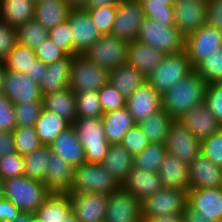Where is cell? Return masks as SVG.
<instances>
[{"mask_svg":"<svg viewBox=\"0 0 222 222\" xmlns=\"http://www.w3.org/2000/svg\"><path fill=\"white\" fill-rule=\"evenodd\" d=\"M208 84L193 70L162 95L163 110L174 120L203 104Z\"/></svg>","mask_w":222,"mask_h":222,"instance_id":"cell-1","label":"cell"},{"mask_svg":"<svg viewBox=\"0 0 222 222\" xmlns=\"http://www.w3.org/2000/svg\"><path fill=\"white\" fill-rule=\"evenodd\" d=\"M51 193L42 181L27 176L4 180L3 197L24 213L35 214Z\"/></svg>","mask_w":222,"mask_h":222,"instance_id":"cell-2","label":"cell"},{"mask_svg":"<svg viewBox=\"0 0 222 222\" xmlns=\"http://www.w3.org/2000/svg\"><path fill=\"white\" fill-rule=\"evenodd\" d=\"M120 187L121 185L101 163L84 162L74 167L72 184L67 193L96 192L109 195Z\"/></svg>","mask_w":222,"mask_h":222,"instance_id":"cell-3","label":"cell"},{"mask_svg":"<svg viewBox=\"0 0 222 222\" xmlns=\"http://www.w3.org/2000/svg\"><path fill=\"white\" fill-rule=\"evenodd\" d=\"M72 126L84 148L85 161L101 163L110 146L105 136L102 117L77 118Z\"/></svg>","mask_w":222,"mask_h":222,"instance_id":"cell-4","label":"cell"},{"mask_svg":"<svg viewBox=\"0 0 222 222\" xmlns=\"http://www.w3.org/2000/svg\"><path fill=\"white\" fill-rule=\"evenodd\" d=\"M137 40L149 44L165 55L184 51L185 36L174 25L161 24L145 18L140 26Z\"/></svg>","mask_w":222,"mask_h":222,"instance_id":"cell-5","label":"cell"},{"mask_svg":"<svg viewBox=\"0 0 222 222\" xmlns=\"http://www.w3.org/2000/svg\"><path fill=\"white\" fill-rule=\"evenodd\" d=\"M185 51L165 55L162 62L146 76V81L161 95L193 71Z\"/></svg>","mask_w":222,"mask_h":222,"instance_id":"cell-6","label":"cell"},{"mask_svg":"<svg viewBox=\"0 0 222 222\" xmlns=\"http://www.w3.org/2000/svg\"><path fill=\"white\" fill-rule=\"evenodd\" d=\"M127 46V40L112 34H104L85 52L84 56L109 72L127 63Z\"/></svg>","mask_w":222,"mask_h":222,"instance_id":"cell-7","label":"cell"},{"mask_svg":"<svg viewBox=\"0 0 222 222\" xmlns=\"http://www.w3.org/2000/svg\"><path fill=\"white\" fill-rule=\"evenodd\" d=\"M109 80V72L93 64L84 55H75L71 60L68 88L74 93L80 91L98 92Z\"/></svg>","mask_w":222,"mask_h":222,"instance_id":"cell-8","label":"cell"},{"mask_svg":"<svg viewBox=\"0 0 222 222\" xmlns=\"http://www.w3.org/2000/svg\"><path fill=\"white\" fill-rule=\"evenodd\" d=\"M222 47V32L207 24L185 36L184 51L193 69Z\"/></svg>","mask_w":222,"mask_h":222,"instance_id":"cell-9","label":"cell"},{"mask_svg":"<svg viewBox=\"0 0 222 222\" xmlns=\"http://www.w3.org/2000/svg\"><path fill=\"white\" fill-rule=\"evenodd\" d=\"M187 205V192L180 189L163 187L160 191L141 201L142 218L182 214Z\"/></svg>","mask_w":222,"mask_h":222,"instance_id":"cell-10","label":"cell"},{"mask_svg":"<svg viewBox=\"0 0 222 222\" xmlns=\"http://www.w3.org/2000/svg\"><path fill=\"white\" fill-rule=\"evenodd\" d=\"M145 18L140 0H121L111 34L128 42L134 41Z\"/></svg>","mask_w":222,"mask_h":222,"instance_id":"cell-11","label":"cell"},{"mask_svg":"<svg viewBox=\"0 0 222 222\" xmlns=\"http://www.w3.org/2000/svg\"><path fill=\"white\" fill-rule=\"evenodd\" d=\"M167 152L189 164L201 153V141L179 120L170 124L165 143Z\"/></svg>","mask_w":222,"mask_h":222,"instance_id":"cell-12","label":"cell"},{"mask_svg":"<svg viewBox=\"0 0 222 222\" xmlns=\"http://www.w3.org/2000/svg\"><path fill=\"white\" fill-rule=\"evenodd\" d=\"M104 222H143L141 201L120 187L108 195Z\"/></svg>","mask_w":222,"mask_h":222,"instance_id":"cell-13","label":"cell"},{"mask_svg":"<svg viewBox=\"0 0 222 222\" xmlns=\"http://www.w3.org/2000/svg\"><path fill=\"white\" fill-rule=\"evenodd\" d=\"M67 22L72 31V56L84 55L102 36L98 28L90 20L86 10L81 8L72 9Z\"/></svg>","mask_w":222,"mask_h":222,"instance_id":"cell-14","label":"cell"},{"mask_svg":"<svg viewBox=\"0 0 222 222\" xmlns=\"http://www.w3.org/2000/svg\"><path fill=\"white\" fill-rule=\"evenodd\" d=\"M3 94L15 105L28 102H42L40 86L26 73L6 70Z\"/></svg>","mask_w":222,"mask_h":222,"instance_id":"cell-15","label":"cell"},{"mask_svg":"<svg viewBox=\"0 0 222 222\" xmlns=\"http://www.w3.org/2000/svg\"><path fill=\"white\" fill-rule=\"evenodd\" d=\"M207 0H176L173 5L174 26L187 36L206 24Z\"/></svg>","mask_w":222,"mask_h":222,"instance_id":"cell-16","label":"cell"},{"mask_svg":"<svg viewBox=\"0 0 222 222\" xmlns=\"http://www.w3.org/2000/svg\"><path fill=\"white\" fill-rule=\"evenodd\" d=\"M126 108L138 124L163 110L162 95L146 81L126 99Z\"/></svg>","mask_w":222,"mask_h":222,"instance_id":"cell-17","label":"cell"},{"mask_svg":"<svg viewBox=\"0 0 222 222\" xmlns=\"http://www.w3.org/2000/svg\"><path fill=\"white\" fill-rule=\"evenodd\" d=\"M72 213L79 222H104L108 195L103 193L82 192L68 194Z\"/></svg>","mask_w":222,"mask_h":222,"instance_id":"cell-18","label":"cell"},{"mask_svg":"<svg viewBox=\"0 0 222 222\" xmlns=\"http://www.w3.org/2000/svg\"><path fill=\"white\" fill-rule=\"evenodd\" d=\"M190 189L216 188L222 185V167L200 153L188 164Z\"/></svg>","mask_w":222,"mask_h":222,"instance_id":"cell-19","label":"cell"},{"mask_svg":"<svg viewBox=\"0 0 222 222\" xmlns=\"http://www.w3.org/2000/svg\"><path fill=\"white\" fill-rule=\"evenodd\" d=\"M179 121L200 141L222 128L218 120L209 112L205 103L187 111Z\"/></svg>","mask_w":222,"mask_h":222,"instance_id":"cell-20","label":"cell"},{"mask_svg":"<svg viewBox=\"0 0 222 222\" xmlns=\"http://www.w3.org/2000/svg\"><path fill=\"white\" fill-rule=\"evenodd\" d=\"M121 187L140 201L163 188L158 172L147 171L138 167H133L129 171L127 179Z\"/></svg>","mask_w":222,"mask_h":222,"instance_id":"cell-21","label":"cell"},{"mask_svg":"<svg viewBox=\"0 0 222 222\" xmlns=\"http://www.w3.org/2000/svg\"><path fill=\"white\" fill-rule=\"evenodd\" d=\"M188 205L204 217L222 222V188H197L188 192Z\"/></svg>","mask_w":222,"mask_h":222,"instance_id":"cell-22","label":"cell"},{"mask_svg":"<svg viewBox=\"0 0 222 222\" xmlns=\"http://www.w3.org/2000/svg\"><path fill=\"white\" fill-rule=\"evenodd\" d=\"M165 54L149 44L135 39L129 41L127 46V63L142 73L145 77L159 65L164 59Z\"/></svg>","mask_w":222,"mask_h":222,"instance_id":"cell-23","label":"cell"},{"mask_svg":"<svg viewBox=\"0 0 222 222\" xmlns=\"http://www.w3.org/2000/svg\"><path fill=\"white\" fill-rule=\"evenodd\" d=\"M158 174L160 175L163 187L189 192L188 164L181 161L178 157L167 152L160 164Z\"/></svg>","mask_w":222,"mask_h":222,"instance_id":"cell-24","label":"cell"},{"mask_svg":"<svg viewBox=\"0 0 222 222\" xmlns=\"http://www.w3.org/2000/svg\"><path fill=\"white\" fill-rule=\"evenodd\" d=\"M44 184L52 193H67L73 180L74 167L51 151Z\"/></svg>","mask_w":222,"mask_h":222,"instance_id":"cell-25","label":"cell"},{"mask_svg":"<svg viewBox=\"0 0 222 222\" xmlns=\"http://www.w3.org/2000/svg\"><path fill=\"white\" fill-rule=\"evenodd\" d=\"M50 148L52 152L58 154L73 167L86 162L84 148L80 144L72 125L54 139Z\"/></svg>","mask_w":222,"mask_h":222,"instance_id":"cell-26","label":"cell"},{"mask_svg":"<svg viewBox=\"0 0 222 222\" xmlns=\"http://www.w3.org/2000/svg\"><path fill=\"white\" fill-rule=\"evenodd\" d=\"M72 214L68 193H51L37 209L35 218L39 222H65Z\"/></svg>","mask_w":222,"mask_h":222,"instance_id":"cell-27","label":"cell"},{"mask_svg":"<svg viewBox=\"0 0 222 222\" xmlns=\"http://www.w3.org/2000/svg\"><path fill=\"white\" fill-rule=\"evenodd\" d=\"M72 9L65 0H43L35 4L34 19L50 30L66 22Z\"/></svg>","mask_w":222,"mask_h":222,"instance_id":"cell-28","label":"cell"},{"mask_svg":"<svg viewBox=\"0 0 222 222\" xmlns=\"http://www.w3.org/2000/svg\"><path fill=\"white\" fill-rule=\"evenodd\" d=\"M43 108L55 113L71 125L77 119L75 93L67 88L43 95Z\"/></svg>","mask_w":222,"mask_h":222,"instance_id":"cell-29","label":"cell"},{"mask_svg":"<svg viewBox=\"0 0 222 222\" xmlns=\"http://www.w3.org/2000/svg\"><path fill=\"white\" fill-rule=\"evenodd\" d=\"M133 161L134 157L121 144H117L109 146L101 165L122 185L129 171L134 167Z\"/></svg>","mask_w":222,"mask_h":222,"instance_id":"cell-30","label":"cell"},{"mask_svg":"<svg viewBox=\"0 0 222 222\" xmlns=\"http://www.w3.org/2000/svg\"><path fill=\"white\" fill-rule=\"evenodd\" d=\"M102 119L105 136L110 145L121 144L126 132L136 124L126 107L104 113Z\"/></svg>","mask_w":222,"mask_h":222,"instance_id":"cell-31","label":"cell"},{"mask_svg":"<svg viewBox=\"0 0 222 222\" xmlns=\"http://www.w3.org/2000/svg\"><path fill=\"white\" fill-rule=\"evenodd\" d=\"M72 58L73 56L66 55L63 59L47 64L46 75L39 85L42 95L68 87Z\"/></svg>","mask_w":222,"mask_h":222,"instance_id":"cell-32","label":"cell"},{"mask_svg":"<svg viewBox=\"0 0 222 222\" xmlns=\"http://www.w3.org/2000/svg\"><path fill=\"white\" fill-rule=\"evenodd\" d=\"M108 82L127 99L138 87L146 82V77L128 63L109 71Z\"/></svg>","mask_w":222,"mask_h":222,"instance_id":"cell-33","label":"cell"},{"mask_svg":"<svg viewBox=\"0 0 222 222\" xmlns=\"http://www.w3.org/2000/svg\"><path fill=\"white\" fill-rule=\"evenodd\" d=\"M33 0H0V18L13 27L34 19Z\"/></svg>","mask_w":222,"mask_h":222,"instance_id":"cell-34","label":"cell"},{"mask_svg":"<svg viewBox=\"0 0 222 222\" xmlns=\"http://www.w3.org/2000/svg\"><path fill=\"white\" fill-rule=\"evenodd\" d=\"M70 126L68 121L43 108L35 129L42 145L50 146L54 139Z\"/></svg>","mask_w":222,"mask_h":222,"instance_id":"cell-35","label":"cell"},{"mask_svg":"<svg viewBox=\"0 0 222 222\" xmlns=\"http://www.w3.org/2000/svg\"><path fill=\"white\" fill-rule=\"evenodd\" d=\"M173 118L164 110L154 113L138 123L142 132L148 138L150 144H165L170 124Z\"/></svg>","mask_w":222,"mask_h":222,"instance_id":"cell-36","label":"cell"},{"mask_svg":"<svg viewBox=\"0 0 222 222\" xmlns=\"http://www.w3.org/2000/svg\"><path fill=\"white\" fill-rule=\"evenodd\" d=\"M50 157V146L42 145L32 153L23 156L24 176L44 182L47 163Z\"/></svg>","mask_w":222,"mask_h":222,"instance_id":"cell-37","label":"cell"},{"mask_svg":"<svg viewBox=\"0 0 222 222\" xmlns=\"http://www.w3.org/2000/svg\"><path fill=\"white\" fill-rule=\"evenodd\" d=\"M16 32L18 43L34 50L49 38V30L35 19L17 26Z\"/></svg>","mask_w":222,"mask_h":222,"instance_id":"cell-38","label":"cell"},{"mask_svg":"<svg viewBox=\"0 0 222 222\" xmlns=\"http://www.w3.org/2000/svg\"><path fill=\"white\" fill-rule=\"evenodd\" d=\"M36 59L34 49L17 43L14 49L3 59L6 70L26 73Z\"/></svg>","mask_w":222,"mask_h":222,"instance_id":"cell-39","label":"cell"},{"mask_svg":"<svg viewBox=\"0 0 222 222\" xmlns=\"http://www.w3.org/2000/svg\"><path fill=\"white\" fill-rule=\"evenodd\" d=\"M146 18L174 25L173 5L176 0H140Z\"/></svg>","mask_w":222,"mask_h":222,"instance_id":"cell-40","label":"cell"},{"mask_svg":"<svg viewBox=\"0 0 222 222\" xmlns=\"http://www.w3.org/2000/svg\"><path fill=\"white\" fill-rule=\"evenodd\" d=\"M167 153L165 144H149L140 154L134 156V167L158 172L160 164Z\"/></svg>","mask_w":222,"mask_h":222,"instance_id":"cell-41","label":"cell"},{"mask_svg":"<svg viewBox=\"0 0 222 222\" xmlns=\"http://www.w3.org/2000/svg\"><path fill=\"white\" fill-rule=\"evenodd\" d=\"M77 118L102 117V110L98 92L80 91L75 93Z\"/></svg>","mask_w":222,"mask_h":222,"instance_id":"cell-42","label":"cell"},{"mask_svg":"<svg viewBox=\"0 0 222 222\" xmlns=\"http://www.w3.org/2000/svg\"><path fill=\"white\" fill-rule=\"evenodd\" d=\"M194 71L207 83L222 82V47L204 58Z\"/></svg>","mask_w":222,"mask_h":222,"instance_id":"cell-43","label":"cell"},{"mask_svg":"<svg viewBox=\"0 0 222 222\" xmlns=\"http://www.w3.org/2000/svg\"><path fill=\"white\" fill-rule=\"evenodd\" d=\"M13 137L15 151L21 156L28 155L42 146L35 127H16Z\"/></svg>","mask_w":222,"mask_h":222,"instance_id":"cell-44","label":"cell"},{"mask_svg":"<svg viewBox=\"0 0 222 222\" xmlns=\"http://www.w3.org/2000/svg\"><path fill=\"white\" fill-rule=\"evenodd\" d=\"M84 10L88 12L90 20L102 35L111 34L117 14V6L107 5L95 9Z\"/></svg>","mask_w":222,"mask_h":222,"instance_id":"cell-45","label":"cell"},{"mask_svg":"<svg viewBox=\"0 0 222 222\" xmlns=\"http://www.w3.org/2000/svg\"><path fill=\"white\" fill-rule=\"evenodd\" d=\"M42 109L43 102L15 104L14 112L17 127H35Z\"/></svg>","mask_w":222,"mask_h":222,"instance_id":"cell-46","label":"cell"},{"mask_svg":"<svg viewBox=\"0 0 222 222\" xmlns=\"http://www.w3.org/2000/svg\"><path fill=\"white\" fill-rule=\"evenodd\" d=\"M98 96L104 113L126 107V99L109 82L98 91Z\"/></svg>","mask_w":222,"mask_h":222,"instance_id":"cell-47","label":"cell"},{"mask_svg":"<svg viewBox=\"0 0 222 222\" xmlns=\"http://www.w3.org/2000/svg\"><path fill=\"white\" fill-rule=\"evenodd\" d=\"M150 144L138 124L131 127L123 137L121 145L134 157Z\"/></svg>","mask_w":222,"mask_h":222,"instance_id":"cell-48","label":"cell"},{"mask_svg":"<svg viewBox=\"0 0 222 222\" xmlns=\"http://www.w3.org/2000/svg\"><path fill=\"white\" fill-rule=\"evenodd\" d=\"M24 176V159L16 151L0 157V177L5 180Z\"/></svg>","mask_w":222,"mask_h":222,"instance_id":"cell-49","label":"cell"},{"mask_svg":"<svg viewBox=\"0 0 222 222\" xmlns=\"http://www.w3.org/2000/svg\"><path fill=\"white\" fill-rule=\"evenodd\" d=\"M49 39L66 55L72 56V31L67 21L51 28Z\"/></svg>","mask_w":222,"mask_h":222,"instance_id":"cell-50","label":"cell"},{"mask_svg":"<svg viewBox=\"0 0 222 222\" xmlns=\"http://www.w3.org/2000/svg\"><path fill=\"white\" fill-rule=\"evenodd\" d=\"M201 153L222 167V128L201 141Z\"/></svg>","mask_w":222,"mask_h":222,"instance_id":"cell-51","label":"cell"},{"mask_svg":"<svg viewBox=\"0 0 222 222\" xmlns=\"http://www.w3.org/2000/svg\"><path fill=\"white\" fill-rule=\"evenodd\" d=\"M204 103L222 125V82L208 84Z\"/></svg>","mask_w":222,"mask_h":222,"instance_id":"cell-52","label":"cell"},{"mask_svg":"<svg viewBox=\"0 0 222 222\" xmlns=\"http://www.w3.org/2000/svg\"><path fill=\"white\" fill-rule=\"evenodd\" d=\"M16 127L14 104L0 92V130L13 132Z\"/></svg>","mask_w":222,"mask_h":222,"instance_id":"cell-53","label":"cell"},{"mask_svg":"<svg viewBox=\"0 0 222 222\" xmlns=\"http://www.w3.org/2000/svg\"><path fill=\"white\" fill-rule=\"evenodd\" d=\"M18 43L16 27L0 18V60H3Z\"/></svg>","mask_w":222,"mask_h":222,"instance_id":"cell-54","label":"cell"},{"mask_svg":"<svg viewBox=\"0 0 222 222\" xmlns=\"http://www.w3.org/2000/svg\"><path fill=\"white\" fill-rule=\"evenodd\" d=\"M34 51L36 58L44 64L56 62L66 56L49 38L44 40Z\"/></svg>","mask_w":222,"mask_h":222,"instance_id":"cell-55","label":"cell"},{"mask_svg":"<svg viewBox=\"0 0 222 222\" xmlns=\"http://www.w3.org/2000/svg\"><path fill=\"white\" fill-rule=\"evenodd\" d=\"M206 24L222 32V0H207Z\"/></svg>","mask_w":222,"mask_h":222,"instance_id":"cell-56","label":"cell"},{"mask_svg":"<svg viewBox=\"0 0 222 222\" xmlns=\"http://www.w3.org/2000/svg\"><path fill=\"white\" fill-rule=\"evenodd\" d=\"M22 212L8 199L0 196V222L16 219Z\"/></svg>","mask_w":222,"mask_h":222,"instance_id":"cell-57","label":"cell"},{"mask_svg":"<svg viewBox=\"0 0 222 222\" xmlns=\"http://www.w3.org/2000/svg\"><path fill=\"white\" fill-rule=\"evenodd\" d=\"M15 152L13 132L0 130V157Z\"/></svg>","mask_w":222,"mask_h":222,"instance_id":"cell-58","label":"cell"},{"mask_svg":"<svg viewBox=\"0 0 222 222\" xmlns=\"http://www.w3.org/2000/svg\"><path fill=\"white\" fill-rule=\"evenodd\" d=\"M46 71H47V64H44L41 60H39L38 58H36L34 60V64L32 65V67L30 68V70L28 72H26V74L38 85H40V83L43 80V77L46 75Z\"/></svg>","mask_w":222,"mask_h":222,"instance_id":"cell-59","label":"cell"},{"mask_svg":"<svg viewBox=\"0 0 222 222\" xmlns=\"http://www.w3.org/2000/svg\"><path fill=\"white\" fill-rule=\"evenodd\" d=\"M182 214L185 222H218L212 218L204 217L200 211L189 205L186 206V209Z\"/></svg>","mask_w":222,"mask_h":222,"instance_id":"cell-60","label":"cell"},{"mask_svg":"<svg viewBox=\"0 0 222 222\" xmlns=\"http://www.w3.org/2000/svg\"><path fill=\"white\" fill-rule=\"evenodd\" d=\"M144 222H185L183 214L159 215L155 217H143Z\"/></svg>","mask_w":222,"mask_h":222,"instance_id":"cell-61","label":"cell"},{"mask_svg":"<svg viewBox=\"0 0 222 222\" xmlns=\"http://www.w3.org/2000/svg\"><path fill=\"white\" fill-rule=\"evenodd\" d=\"M121 0H86L81 9H95L103 6H117Z\"/></svg>","mask_w":222,"mask_h":222,"instance_id":"cell-62","label":"cell"},{"mask_svg":"<svg viewBox=\"0 0 222 222\" xmlns=\"http://www.w3.org/2000/svg\"><path fill=\"white\" fill-rule=\"evenodd\" d=\"M35 218L33 213H24L22 212L16 219L8 222H31Z\"/></svg>","mask_w":222,"mask_h":222,"instance_id":"cell-63","label":"cell"},{"mask_svg":"<svg viewBox=\"0 0 222 222\" xmlns=\"http://www.w3.org/2000/svg\"><path fill=\"white\" fill-rule=\"evenodd\" d=\"M73 9L82 8L86 0H65Z\"/></svg>","mask_w":222,"mask_h":222,"instance_id":"cell-64","label":"cell"},{"mask_svg":"<svg viewBox=\"0 0 222 222\" xmlns=\"http://www.w3.org/2000/svg\"><path fill=\"white\" fill-rule=\"evenodd\" d=\"M6 73V68L3 63V60H0V92L3 90V82H4V76Z\"/></svg>","mask_w":222,"mask_h":222,"instance_id":"cell-65","label":"cell"},{"mask_svg":"<svg viewBox=\"0 0 222 222\" xmlns=\"http://www.w3.org/2000/svg\"><path fill=\"white\" fill-rule=\"evenodd\" d=\"M65 222H79L76 216L72 213Z\"/></svg>","mask_w":222,"mask_h":222,"instance_id":"cell-66","label":"cell"},{"mask_svg":"<svg viewBox=\"0 0 222 222\" xmlns=\"http://www.w3.org/2000/svg\"><path fill=\"white\" fill-rule=\"evenodd\" d=\"M4 180L0 177V196H3Z\"/></svg>","mask_w":222,"mask_h":222,"instance_id":"cell-67","label":"cell"},{"mask_svg":"<svg viewBox=\"0 0 222 222\" xmlns=\"http://www.w3.org/2000/svg\"><path fill=\"white\" fill-rule=\"evenodd\" d=\"M31 222H39L36 218H34Z\"/></svg>","mask_w":222,"mask_h":222,"instance_id":"cell-68","label":"cell"},{"mask_svg":"<svg viewBox=\"0 0 222 222\" xmlns=\"http://www.w3.org/2000/svg\"><path fill=\"white\" fill-rule=\"evenodd\" d=\"M35 3H37V2H40V1H43V0H33Z\"/></svg>","mask_w":222,"mask_h":222,"instance_id":"cell-69","label":"cell"}]
</instances>
